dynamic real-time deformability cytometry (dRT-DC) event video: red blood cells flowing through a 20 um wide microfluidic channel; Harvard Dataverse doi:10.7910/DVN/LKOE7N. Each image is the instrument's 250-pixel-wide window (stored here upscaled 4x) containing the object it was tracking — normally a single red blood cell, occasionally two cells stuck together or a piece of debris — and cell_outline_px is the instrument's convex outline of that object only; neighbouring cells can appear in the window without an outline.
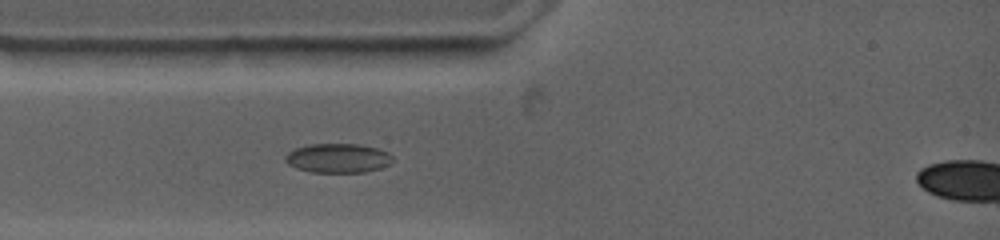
{"species": "common noctule bat (a hibernating species)", "species_latin": "Nyctalus noctula", "temperature_condition": "warm", "stored_images_in_passage": 1, "camera_frame_rate_fps": 4500, "um_per_image_px": 0.085, "animal": {"sex": "female", "body_mass_g": 19.0, "forearm_length_mm": 53.3}, "frame": {"image": 1, "passage_image": 1, "time_ms": 0.0, "image_size_px": [1000, 240], "cell_outline_px": [[396, 160], [380, 168], [364, 172], [312, 172], [296, 168], [288, 164], [284, 160], [284, 156], [288, 152], [296, 148], [312, 144], [360, 144], [376, 148], [388, 152]], "centroid_in_image_um": [28.73, 13.44], "position_along_channel_um": 56.3, "area_um2": 18.32}}